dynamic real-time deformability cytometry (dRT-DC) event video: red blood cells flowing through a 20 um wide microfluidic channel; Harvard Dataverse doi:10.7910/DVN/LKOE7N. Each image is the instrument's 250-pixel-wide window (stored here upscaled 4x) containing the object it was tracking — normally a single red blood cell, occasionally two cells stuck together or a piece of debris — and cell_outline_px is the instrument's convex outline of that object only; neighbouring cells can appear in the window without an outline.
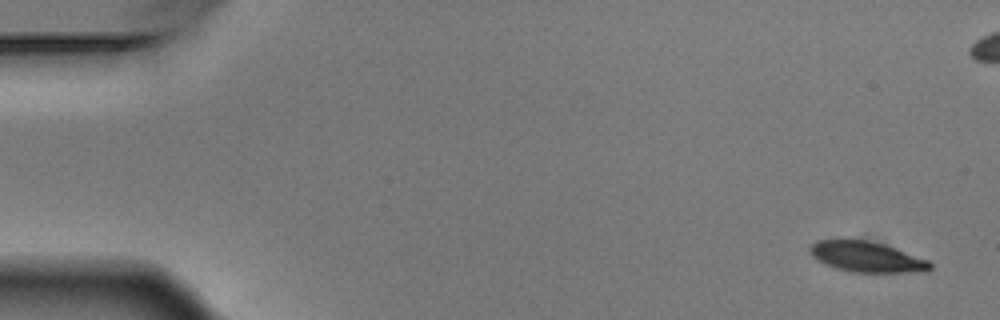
{"species": "Egyptian fruit bat (a non-hibernating species)", "species_latin": "Rousettus aegyptiacus", "temperature_condition": "warm", "stored_images_in_passage": 6, "camera_frame_rate_fps": 3000, "um_per_image_px": 0.085, "animal": {"sex": "male"}, "frame": {"image": 1, "passage_image": 1, "time_ms": 0.0, "image_size_px": [1000, 320], "cell_outline_px": [[932, 268], [928, 272], [852, 272], [836, 268], [816, 260], [808, 252], [808, 248], [816, 240], [868, 240], [884, 244], [896, 248], [928, 260], [932, 264]], "centroid_in_image_um": [73.67, 21.84], "position_along_channel_um": 11.3, "area_um2": 21.44}}